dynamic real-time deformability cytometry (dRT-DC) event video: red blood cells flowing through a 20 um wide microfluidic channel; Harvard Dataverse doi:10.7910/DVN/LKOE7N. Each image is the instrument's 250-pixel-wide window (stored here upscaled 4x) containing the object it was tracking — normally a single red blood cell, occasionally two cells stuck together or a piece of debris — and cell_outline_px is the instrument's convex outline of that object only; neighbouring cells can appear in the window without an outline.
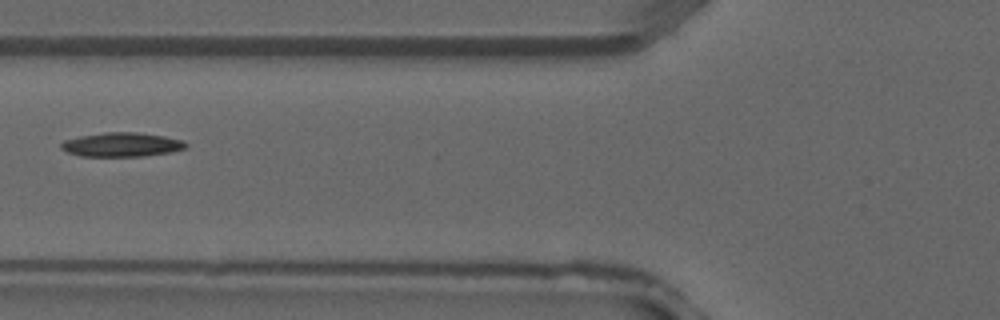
{"species": "common noctule bat (a hibernating species)", "species_latin": "Nyctalus noctula", "temperature_condition": "warm", "stored_images_in_passage": 2, "camera_frame_rate_fps": 3000, "um_per_image_px": 0.085, "animal": {"sex": "male", "forearm_length_mm": 52.5}, "frame": {"image": 1, "passage_image": 2, "time_ms": 0.333, "image_size_px": [1000, 320], "cell_outline_px": [[188, 144], [184, 148], [172, 152], [144, 156], [80, 156], [68, 152], [60, 148], [60, 144], [64, 140], [80, 136], [104, 132], [136, 132], [164, 136], [184, 140]], "centroid_in_image_um": [10.35, 12.29], "position_along_channel_um": 115.5, "area_um2": 17.57}}